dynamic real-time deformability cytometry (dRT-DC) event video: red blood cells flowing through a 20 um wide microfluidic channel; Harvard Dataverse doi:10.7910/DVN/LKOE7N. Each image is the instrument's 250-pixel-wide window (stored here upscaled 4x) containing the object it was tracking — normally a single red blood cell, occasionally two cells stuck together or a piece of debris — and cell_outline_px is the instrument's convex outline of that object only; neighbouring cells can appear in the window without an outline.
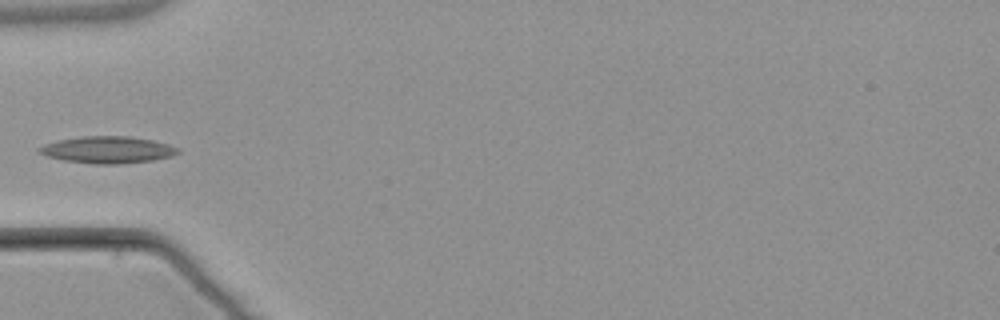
{"species": "common noctule bat (a hibernating species)", "species_latin": "Nyctalus noctula", "temperature_condition": "warm", "stored_images_in_passage": 4, "camera_frame_rate_fps": 3000, "um_per_image_px": 0.085, "animal": {"sex": "male", "body_mass_g": 21.5, "forearm_length_mm": 52.0}, "frame": {"image": 1, "passage_image": 4, "time_ms": 4.0, "image_size_px": [1000, 320], "cell_outline_px": [[180, 152], [172, 156], [152, 160], [120, 164], [92, 164], [64, 160], [48, 156], [36, 152], [36, 148], [44, 144], [56, 140], [80, 136], [132, 136], [152, 140], [168, 144], [180, 148]], "centroid_in_image_um": [9.13, 12.72], "position_along_channel_um": 75.9, "area_um2": 21.96}}